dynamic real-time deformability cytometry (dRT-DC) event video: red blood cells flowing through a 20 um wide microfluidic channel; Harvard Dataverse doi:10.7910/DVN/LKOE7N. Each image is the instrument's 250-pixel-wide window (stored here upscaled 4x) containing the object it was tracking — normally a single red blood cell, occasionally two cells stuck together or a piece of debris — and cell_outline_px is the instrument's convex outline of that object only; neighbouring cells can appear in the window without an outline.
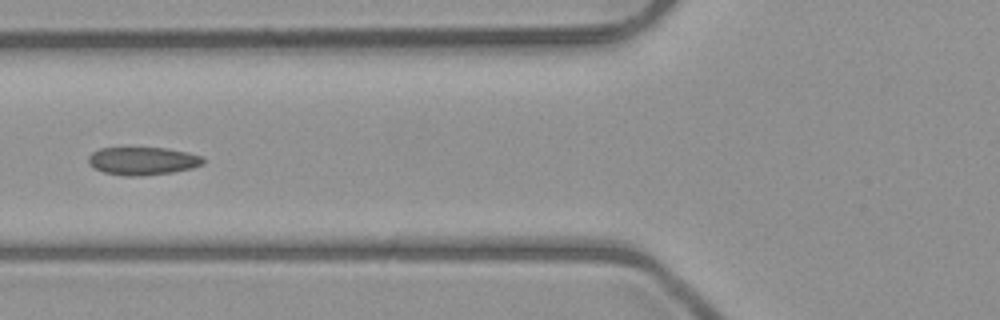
{"species": "common noctule bat (a hibernating species)", "species_latin": "Nyctalus noctula", "temperature_condition": "room temperature", "stored_images_in_passage": 4, "camera_frame_rate_fps": 3000, "um_per_image_px": 0.085, "animal": {"sex": "male", "body_mass_g": 23.1, "forearm_length_mm": 52.7}, "frame": {"image": 1, "passage_image": 4, "time_ms": 3.667, "image_size_px": [1000, 320], "cell_outline_px": [[204, 164], [192, 168], [172, 172], [140, 176], [124, 176], [104, 172], [88, 164], [88, 156], [92, 152], [100, 148], [168, 148], [188, 152], [204, 156]], "centroid_in_image_um": [12.15, 13.67], "position_along_channel_um": 113.6, "area_um2": 18.79}}